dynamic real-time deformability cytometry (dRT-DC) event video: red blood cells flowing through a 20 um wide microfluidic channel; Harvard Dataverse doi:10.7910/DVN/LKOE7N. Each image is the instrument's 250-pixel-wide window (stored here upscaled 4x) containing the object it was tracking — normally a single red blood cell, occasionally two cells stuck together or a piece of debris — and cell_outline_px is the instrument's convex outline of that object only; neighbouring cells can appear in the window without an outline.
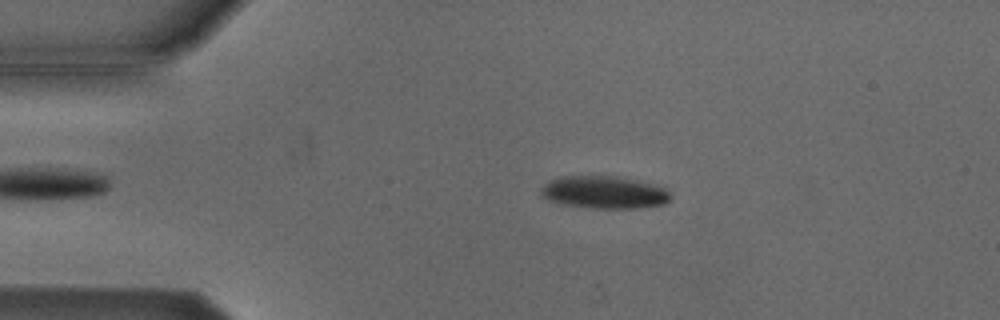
{"species": "Egyptian fruit bat (a non-hibernating species)", "species_latin": "Rousettus aegyptiacus", "temperature_condition": "cold", "stored_images_in_passage": 3, "camera_frame_rate_fps": 3000, "um_per_image_px": 0.085, "animal": {"sex": "male"}, "frame": {"image": 1, "passage_image": 2, "time_ms": 2.0, "image_size_px": [1000, 320], "cell_outline_px": [[668, 200], [664, 204], [632, 208], [596, 208], [560, 204], [548, 200], [540, 196], [540, 188], [548, 180], [560, 176], [616, 176], [636, 180], [652, 184], [664, 188], [668, 192]], "centroid_in_image_um": [51.25, 16.34], "position_along_channel_um": 33.8, "area_um2": 24.45}}